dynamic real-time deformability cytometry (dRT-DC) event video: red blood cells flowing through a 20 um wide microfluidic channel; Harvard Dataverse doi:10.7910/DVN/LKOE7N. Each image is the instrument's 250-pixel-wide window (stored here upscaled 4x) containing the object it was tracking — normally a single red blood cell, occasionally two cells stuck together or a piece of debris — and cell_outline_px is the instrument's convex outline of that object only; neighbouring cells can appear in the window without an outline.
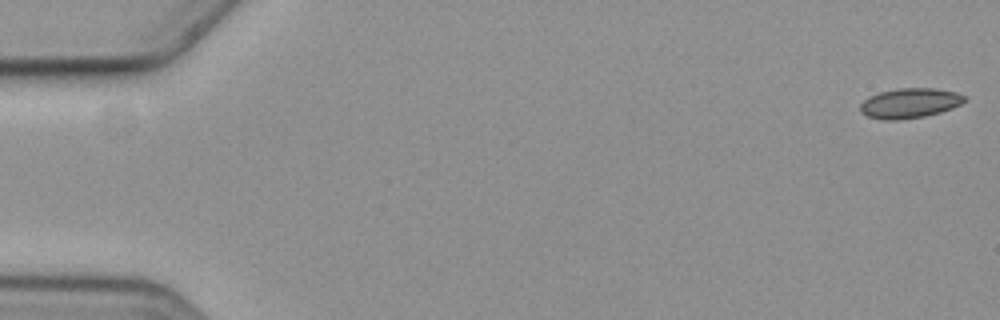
{"species": "common noctule bat (a hibernating species)", "species_latin": "Nyctalus noctula", "temperature_condition": "cold", "stored_images_in_passage": 6, "camera_frame_rate_fps": 3000, "um_per_image_px": 0.085, "animal": {"sex": "female", "body_mass_g": 19.3, "forearm_length_mm": 54.1}, "frame": {"image": 1, "passage_image": 1, "time_ms": 0.0, "image_size_px": [1000, 320], "cell_outline_px": [[968, 100], [952, 108], [940, 112], [924, 116], [900, 120], [880, 120], [868, 116], [860, 112], [860, 104], [868, 96], [880, 92], [896, 88], [932, 88], [956, 92], [968, 96]], "centroid_in_image_um": [77.33, 8.76], "position_along_channel_um": 7.7, "area_um2": 18.38}}
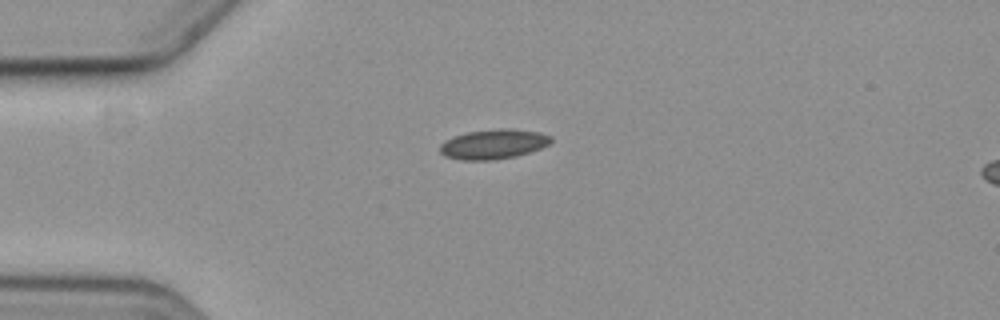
{"frame": {"image": 2, "passage_image": 5, "time_ms": 4.667, "image_size_px": [1000, 320], "cell_outline_px": [[552, 140], [548, 144], [540, 148], [516, 156], [492, 160], [460, 160], [444, 156], [440, 152], [440, 144], [444, 140], [452, 136], [468, 132], [500, 128], [508, 128], [540, 132], [552, 136]], "centroid_in_image_um": [41.91, 12.25], "position_along_channel_um": 43.1, "area_um2": 19.31}}